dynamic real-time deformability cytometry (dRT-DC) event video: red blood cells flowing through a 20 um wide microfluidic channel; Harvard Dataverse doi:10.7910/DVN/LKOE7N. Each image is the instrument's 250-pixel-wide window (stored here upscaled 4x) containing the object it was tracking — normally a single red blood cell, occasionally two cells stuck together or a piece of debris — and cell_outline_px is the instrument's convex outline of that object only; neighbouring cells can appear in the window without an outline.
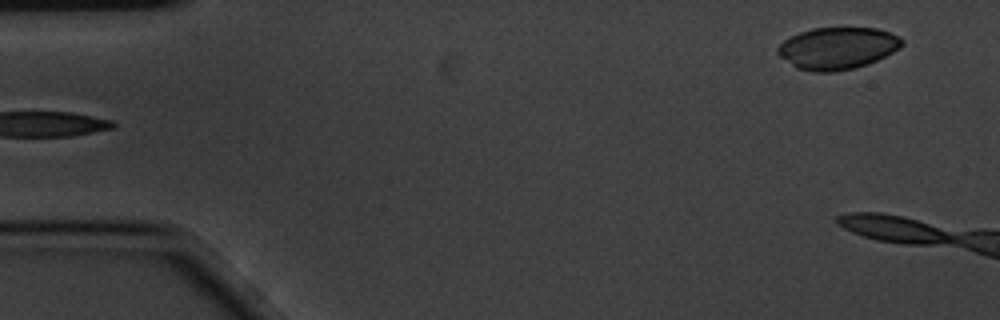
{"species": "common noctule bat (a hibernating species)", "species_latin": "Nyctalus noctula", "temperature_condition": "cold", "stored_images_in_passage": 5, "segment_of_instrument_passage": [2, 2], "camera_frame_rate_fps": 3000, "um_per_image_px": 0.085, "animal": {"sex": "male", "body_mass_g": 20.1, "forearm_length_mm": 53.5}, "frame": {"image": 1, "passage_image": 5, "time_ms": 1.333, "image_size_px": [1000, 320], "cell_outline_px": [[904, 44], [900, 48], [868, 64], [852, 68], [832, 72], [812, 72], [796, 68], [780, 56], [776, 52], [776, 48], [784, 40], [800, 32], [812, 28], [876, 28], [888, 32], [904, 40]], "centroid_in_image_um": [71.16, 4.1], "position_along_channel_um": 13.8, "area_um2": 30.23}}